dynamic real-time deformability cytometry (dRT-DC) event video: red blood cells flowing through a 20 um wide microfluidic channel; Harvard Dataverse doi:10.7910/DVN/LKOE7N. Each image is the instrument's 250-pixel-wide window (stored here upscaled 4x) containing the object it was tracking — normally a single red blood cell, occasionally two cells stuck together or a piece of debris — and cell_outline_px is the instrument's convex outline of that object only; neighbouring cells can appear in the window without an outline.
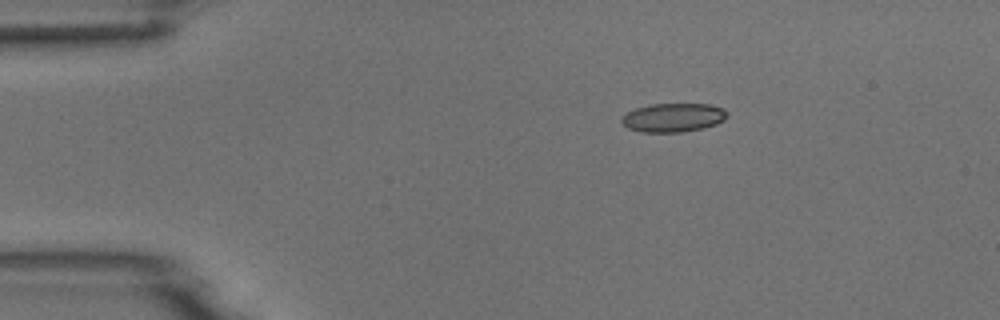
{"species": "common noctule bat (a hibernating species)", "species_latin": "Nyctalus noctula", "temperature_condition": "room temperature", "stored_images_in_passage": 2, "camera_frame_rate_fps": 3000, "um_per_image_px": 0.085, "animal": {"sex": "male", "body_mass_g": 18.8}, "frame": {"image": 1, "passage_image": 1, "time_ms": 0.0, "image_size_px": [1000, 320], "cell_outline_px": [[728, 116], [724, 120], [716, 124], [704, 128], [680, 132], [640, 132], [628, 128], [620, 120], [620, 116], [636, 108], [648, 104], [712, 104], [724, 108], [728, 112]], "centroid_in_image_um": [57.24, 9.99], "position_along_channel_um": 27.8, "area_um2": 17.92}}